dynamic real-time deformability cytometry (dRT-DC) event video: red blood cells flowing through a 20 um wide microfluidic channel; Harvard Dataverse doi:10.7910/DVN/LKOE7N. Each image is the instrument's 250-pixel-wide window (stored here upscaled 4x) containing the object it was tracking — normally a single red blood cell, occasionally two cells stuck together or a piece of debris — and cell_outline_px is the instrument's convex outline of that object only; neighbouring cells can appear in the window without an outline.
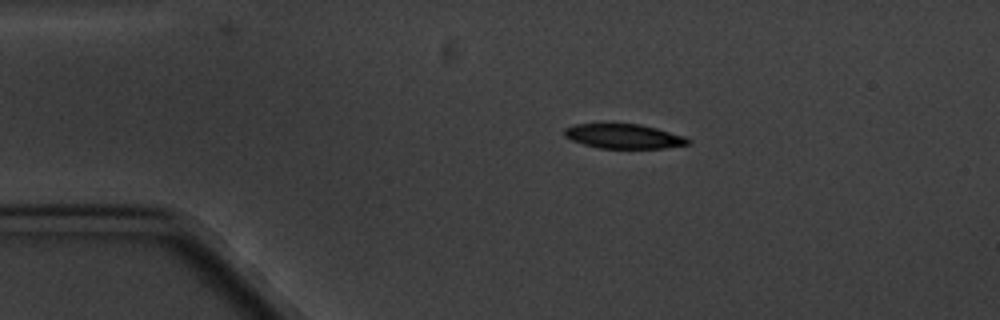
{"species": "common noctule bat (a hibernating species)", "species_latin": "Nyctalus noctula", "temperature_condition": "cold", "stored_images_in_passage": 6, "camera_frame_rate_fps": 3000, "um_per_image_px": 0.085, "animal": {"sex": "male", "body_mass_g": 20.1, "forearm_length_mm": 53.5}, "frame": {"image": 1, "passage_image": 2, "time_ms": 2.0, "image_size_px": [1000, 320], "cell_outline_px": [[692, 140], [688, 144], [664, 148], [600, 148], [584, 144], [572, 140], [564, 136], [564, 128], [572, 124], [604, 120], [612, 120], [640, 124], [656, 128], [684, 136]], "centroid_in_image_um": [52.92, 11.51], "position_along_channel_um": 32.1, "area_um2": 18.67}}
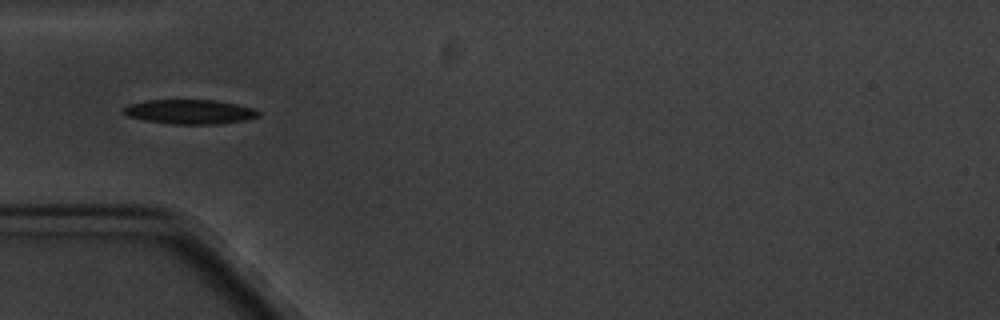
{"frame": {"image": 2, "passage_image": 4, "time_ms": 4.333, "image_size_px": [1000, 320], "cell_outline_px": [[260, 116], [244, 120], [220, 124], [172, 124], [144, 120], [128, 116], [120, 108], [128, 104], [144, 100], [212, 100], [236, 104], [252, 108], [260, 112]], "centroid_in_image_um": [16.09, 9.5], "position_along_channel_um": 68.9, "area_um2": 19.25}}